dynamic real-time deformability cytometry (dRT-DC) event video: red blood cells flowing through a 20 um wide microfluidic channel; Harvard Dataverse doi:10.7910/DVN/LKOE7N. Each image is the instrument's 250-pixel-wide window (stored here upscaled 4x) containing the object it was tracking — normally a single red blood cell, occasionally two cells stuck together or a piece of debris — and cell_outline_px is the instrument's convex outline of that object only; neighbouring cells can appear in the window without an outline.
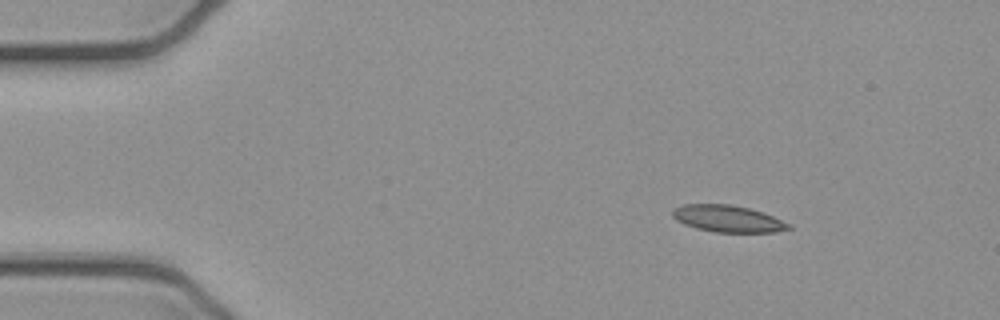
{"species": "common noctule bat (a hibernating species)", "species_latin": "Nyctalus noctula", "temperature_condition": "cold", "stored_images_in_passage": 4, "camera_frame_rate_fps": 3000, "um_per_image_px": 0.085, "animal": {"sex": "female", "body_mass_g": 21.9}, "frame": {"image": 1, "passage_image": 2, "time_ms": 0.333, "image_size_px": [1000, 320], "cell_outline_px": [[792, 228], [776, 232], [716, 232], [696, 228], [684, 224], [676, 220], [672, 216], [672, 208], [684, 204], [728, 204], [748, 208], [772, 216], [792, 224]], "centroid_in_image_um": [61.84, 18.59], "position_along_channel_um": 23.2, "area_um2": 18.09}}